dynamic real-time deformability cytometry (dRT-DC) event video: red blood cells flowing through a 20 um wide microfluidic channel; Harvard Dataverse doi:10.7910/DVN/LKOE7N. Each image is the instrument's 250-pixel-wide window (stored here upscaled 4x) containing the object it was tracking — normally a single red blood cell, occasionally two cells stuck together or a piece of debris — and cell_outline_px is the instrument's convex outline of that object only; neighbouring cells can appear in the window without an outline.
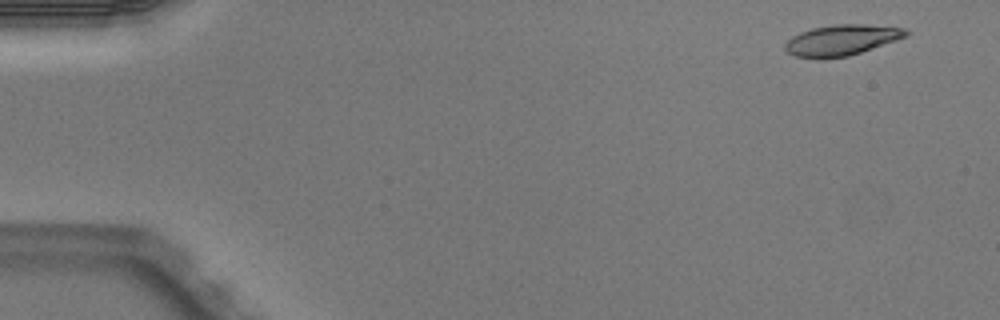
{"species": "Egyptian fruit bat (a non-hibernating species)", "species_latin": "Rousettus aegyptiacus", "temperature_condition": "warm", "stored_images_in_passage": 4, "camera_frame_rate_fps": 3000, "um_per_image_px": 0.085, "animal": {"sex": "male"}, "frame": {"image": 1, "passage_image": 1, "time_ms": 0.0, "image_size_px": [1000, 320], "cell_outline_px": [[912, 32], [908, 36], [848, 56], [820, 60], [796, 56], [788, 52], [784, 48], [784, 44], [792, 36], [800, 32], [812, 28], [832, 24], [864, 24], [904, 28]], "centroid_in_image_um": [71.52, 3.41], "position_along_channel_um": 13.5, "area_um2": 21.85}}